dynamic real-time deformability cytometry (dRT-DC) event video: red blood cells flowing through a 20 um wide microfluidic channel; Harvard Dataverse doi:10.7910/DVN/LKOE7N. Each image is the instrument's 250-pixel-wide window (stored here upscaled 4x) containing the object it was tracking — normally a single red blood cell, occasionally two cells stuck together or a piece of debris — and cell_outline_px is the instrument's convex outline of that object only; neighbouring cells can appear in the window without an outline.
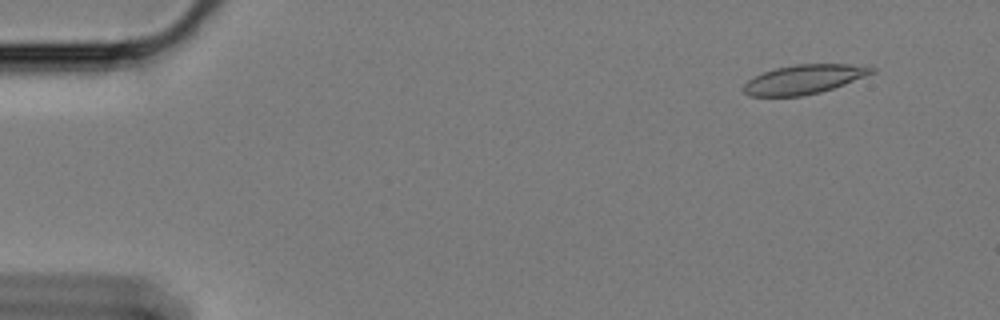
{"species": "Egyptian fruit bat (a non-hibernating species)", "species_latin": "Rousettus aegyptiacus", "temperature_condition": "cold", "stored_images_in_passage": 59, "camera_frame_rate_fps": 3000, "um_per_image_px": 0.085, "animal": {"sex": "female"}, "frame": {"image": 1, "passage_image": 5, "time_ms": 1.333, "image_size_px": [1000, 320], "cell_outline_px": [[876, 72], [844, 84], [820, 92], [800, 96], [752, 96], [744, 92], [740, 88], [748, 80], [764, 72], [776, 68], [796, 64], [848, 64], [876, 68]], "centroid_in_image_um": [68.32, 6.74], "position_along_channel_um": 16.7, "area_um2": 21.56}}
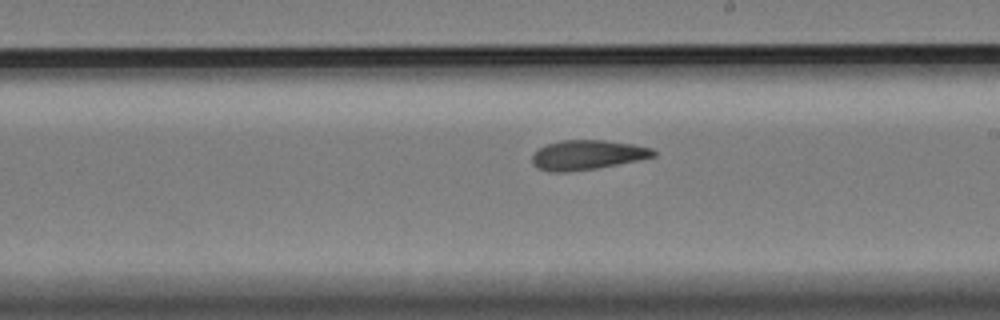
{"frame": {"image": 2, "passage_image": 34, "time_ms": 11.0, "image_size_px": [1000, 320], "cell_outline_px": [[656, 156], [596, 168], [568, 172], [548, 172], [536, 168], [532, 164], [532, 156], [540, 148], [548, 144], [560, 140], [604, 140], [632, 144], [652, 148], [656, 152]], "centroid_in_image_um": [49.88, 13.17], "position_along_channel_um": 239.1, "area_um2": 20.81}}
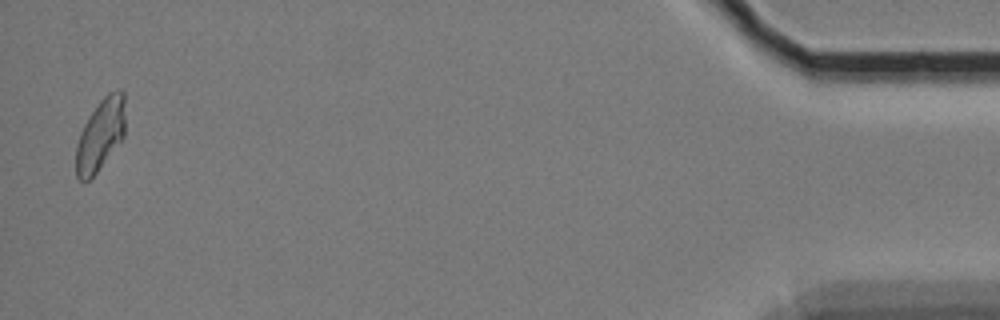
{"frame": {"image": 3, "passage_image": 58, "time_ms": 19.0, "image_size_px": [1000, 320], "cell_outline_px": [[124, 136], [96, 172], [84, 184], [76, 176], [76, 148], [80, 132], [84, 124], [100, 100], [108, 92], [120, 88], [124, 92]], "centroid_in_image_um": [8.53, 11.44], "position_along_channel_um": 426.7, "area_um2": 20.35}, "authors_computed_cell_mechanics": {"area_um2": 21.2126, "velocity_mm_per_s": 3.3854, "shape_relaxation_time_tau1_ms": null, "shape_relaxation_time_tau2_ms": 3.0778, "deformation_change_tau1": null, "deformation_change_tau2": 0.102}}